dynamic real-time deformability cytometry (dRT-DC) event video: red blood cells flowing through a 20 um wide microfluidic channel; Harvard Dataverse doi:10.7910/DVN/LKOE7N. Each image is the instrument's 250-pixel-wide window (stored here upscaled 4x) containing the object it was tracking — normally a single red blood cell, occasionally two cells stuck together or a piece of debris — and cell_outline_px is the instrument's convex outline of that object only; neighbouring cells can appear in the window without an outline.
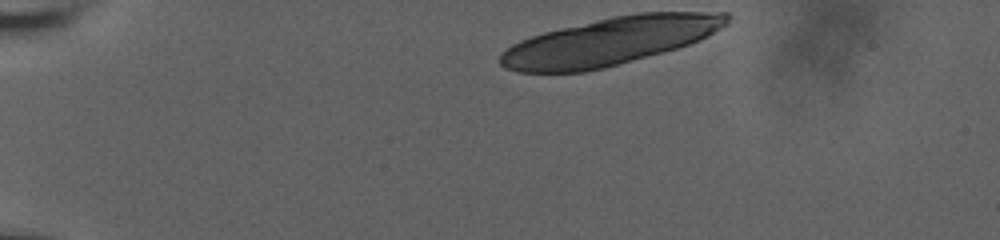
{"species": "human", "species_latin": "Homo sapiens", "temperature_condition": "room temperature", "stored_images_in_passage": 13, "camera_frame_rate_fps": 3000, "um_per_image_px": 0.085, "donor": {"sex": "male"}, "frame": {"image": 1, "passage_image": 1, "time_ms": 0.0, "image_size_px": [1000, 240], "cell_outline_px": [[732, 16], [728, 24], [700, 40], [676, 48], [604, 68], [584, 72], [520, 72], [504, 68], [500, 64], [500, 52], [512, 44], [520, 40], [544, 32], [612, 16], [640, 12], [732, 12]], "centroid_in_image_um": [51.85, 3.5], "position_along_channel_um": 33.1, "area_um2": 62.83}}